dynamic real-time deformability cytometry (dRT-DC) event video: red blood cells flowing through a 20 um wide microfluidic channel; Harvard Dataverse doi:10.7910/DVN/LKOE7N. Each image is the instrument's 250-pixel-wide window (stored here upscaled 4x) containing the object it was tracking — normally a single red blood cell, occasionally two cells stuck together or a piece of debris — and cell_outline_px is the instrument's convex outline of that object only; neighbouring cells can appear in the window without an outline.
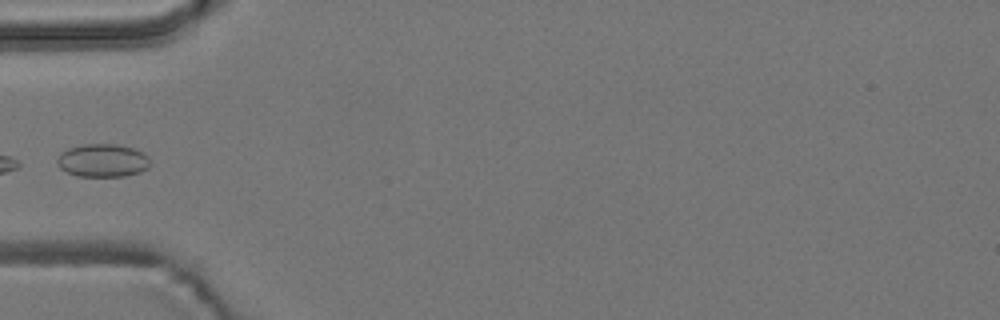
{"species": "common noctule bat (a hibernating species)", "species_latin": "Nyctalus noctula", "temperature_condition": "room temperature", "stored_images_in_passage": 5, "camera_frame_rate_fps": 3000, "um_per_image_px": 0.085, "animal": {"sex": "male", "body_mass_g": 19.2, "forearm_length_mm": 51.8}, "frame": {"image": 1, "passage_image": 1, "time_ms": 0.0, "image_size_px": [1000, 320], "cell_outline_px": [[148, 168], [140, 172], [124, 176], [76, 176], [60, 168], [56, 164], [56, 160], [60, 152], [68, 148], [84, 144], [116, 144], [132, 148], [144, 152], [148, 156]], "centroid_in_image_um": [8.69, 13.63], "position_along_channel_um": 76.3, "area_um2": 17.98}}